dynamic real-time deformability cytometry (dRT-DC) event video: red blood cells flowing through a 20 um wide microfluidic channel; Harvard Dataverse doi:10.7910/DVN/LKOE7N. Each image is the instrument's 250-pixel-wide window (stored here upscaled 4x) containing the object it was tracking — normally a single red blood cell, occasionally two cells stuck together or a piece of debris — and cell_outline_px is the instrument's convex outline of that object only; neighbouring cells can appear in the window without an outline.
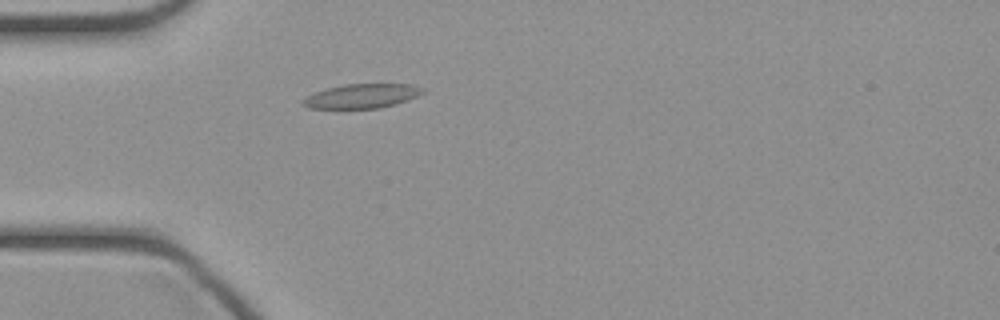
{"species": "common noctule bat (a hibernating species)", "species_latin": "Nyctalus noctula", "temperature_condition": "cold", "stored_images_in_passage": 44, "camera_frame_rate_fps": 3000, "um_per_image_px": 0.085, "animal": {"sex": "female", "body_mass_g": 21.9}, "frame": {"image": 1, "passage_image": 11, "time_ms": 3.333, "image_size_px": [1000, 320], "cell_outline_px": [[424, 92], [408, 100], [396, 104], [380, 108], [308, 108], [300, 104], [300, 100], [316, 92], [328, 88], [344, 84], [412, 84], [424, 88]], "centroid_in_image_um": [30.75, 8.16], "position_along_channel_um": 54.2, "area_um2": 16.94}}
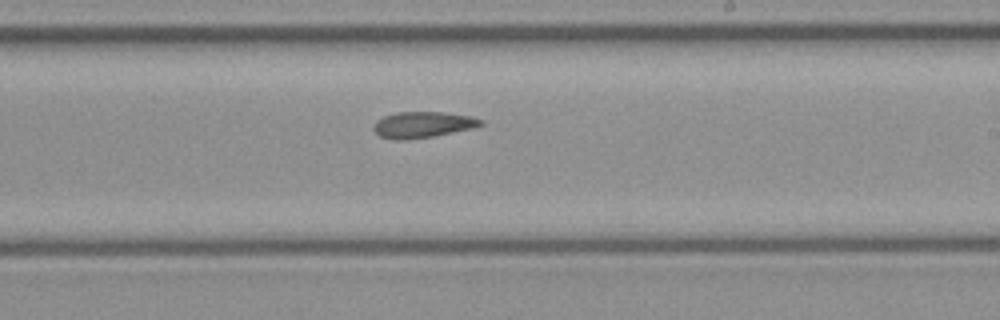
{"frame": {"image": 2, "passage_image": 25, "time_ms": 8.0, "image_size_px": [1000, 320], "cell_outline_px": [[484, 124], [472, 128], [432, 136], [400, 140], [396, 140], [380, 136], [372, 128], [372, 124], [376, 120], [384, 116], [396, 112], [444, 112], [472, 116], [480, 120]], "centroid_in_image_um": [35.88, 10.58], "position_along_channel_um": 253.1, "area_um2": 16.13}}
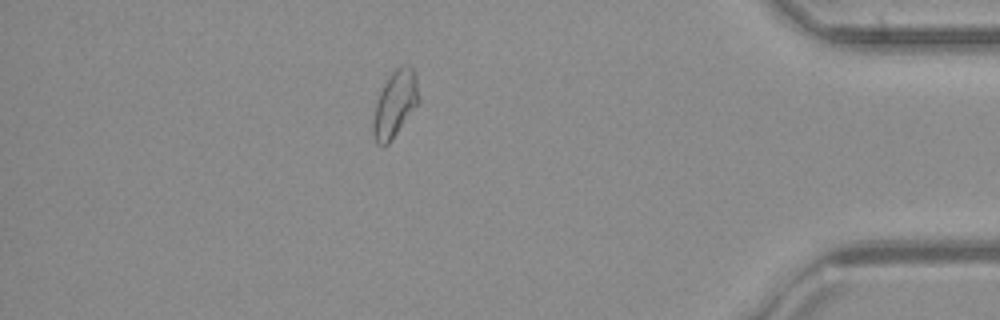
{"frame": {"image": 3, "passage_image": 38, "time_ms": 12.333, "image_size_px": [1000, 320], "cell_outline_px": [[420, 100], [388, 144], [384, 148], [376, 144], [372, 132], [372, 120], [376, 104], [380, 92], [384, 84], [392, 72], [396, 68], [404, 64], [408, 64], [416, 72], [420, 96]], "centroid_in_image_um": [33.57, 8.83], "position_along_channel_um": 401.6, "area_um2": 17.69}}